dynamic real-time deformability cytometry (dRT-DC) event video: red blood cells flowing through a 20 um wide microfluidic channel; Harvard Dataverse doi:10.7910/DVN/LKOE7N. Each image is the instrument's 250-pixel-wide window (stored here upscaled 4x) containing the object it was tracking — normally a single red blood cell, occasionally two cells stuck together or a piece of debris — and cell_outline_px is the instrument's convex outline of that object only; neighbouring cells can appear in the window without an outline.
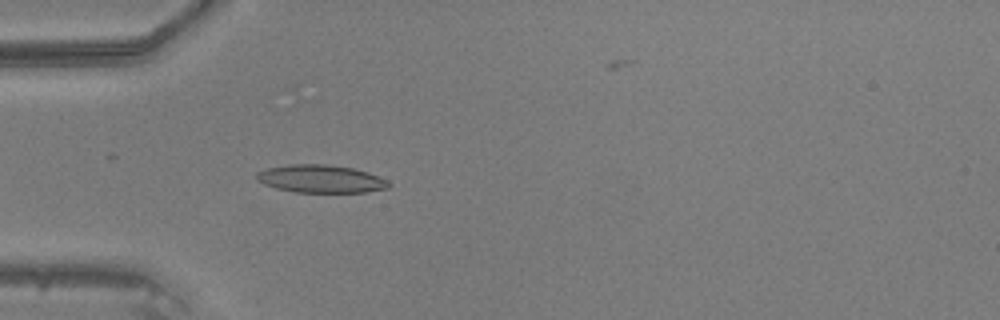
{"species": "common noctule bat (a hibernating species)", "species_latin": "Nyctalus noctula", "temperature_condition": "warm", "stored_images_in_passage": 45, "camera_frame_rate_fps": 3000, "um_per_image_px": 0.085, "animal": {"sex": "male", "body_mass_g": 20.5, "forearm_length_mm": 52.5}, "frame": {"image": 1, "passage_image": 14, "time_ms": 4.333, "image_size_px": [1000, 320], "cell_outline_px": [[392, 184], [388, 188], [364, 192], [296, 192], [276, 188], [264, 184], [256, 180], [256, 172], [268, 168], [288, 164], [324, 164], [352, 168], [368, 172], [388, 180]], "centroid_in_image_um": [27.26, 15.2], "position_along_channel_um": 57.7, "area_um2": 21.44}}
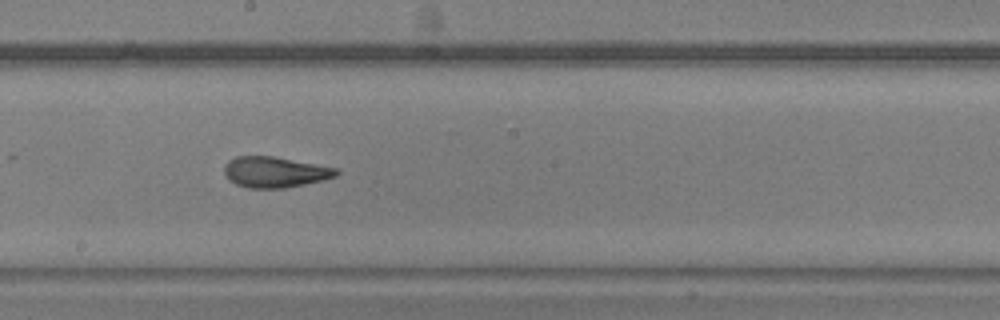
{"frame": {"image": 2, "passage_image": 26, "time_ms": 8.333, "image_size_px": [1000, 320], "cell_outline_px": [[340, 172], [336, 176], [324, 180], [284, 188], [248, 188], [236, 184], [224, 172], [224, 164], [228, 160], [236, 156], [272, 156], [336, 168]], "centroid_in_image_um": [23.36, 14.62], "position_along_channel_um": 224.8, "area_um2": 19.88}}
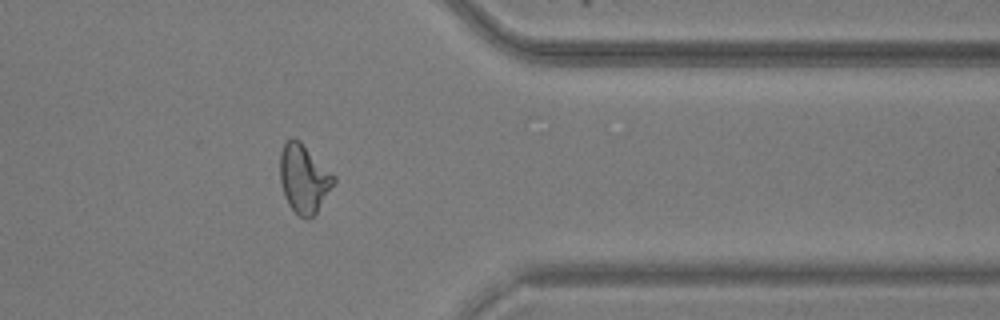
{"frame": {"image": 3, "passage_image": 38, "time_ms": 12.333, "image_size_px": [1000, 320], "cell_outline_px": [[336, 180], [316, 212], [308, 220], [300, 216], [288, 204], [284, 196], [280, 180], [280, 152], [284, 144], [292, 136], [300, 140], [336, 176]], "centroid_in_image_um": [25.82, 15.15], "position_along_channel_um": 385.6, "area_um2": 21.39}}